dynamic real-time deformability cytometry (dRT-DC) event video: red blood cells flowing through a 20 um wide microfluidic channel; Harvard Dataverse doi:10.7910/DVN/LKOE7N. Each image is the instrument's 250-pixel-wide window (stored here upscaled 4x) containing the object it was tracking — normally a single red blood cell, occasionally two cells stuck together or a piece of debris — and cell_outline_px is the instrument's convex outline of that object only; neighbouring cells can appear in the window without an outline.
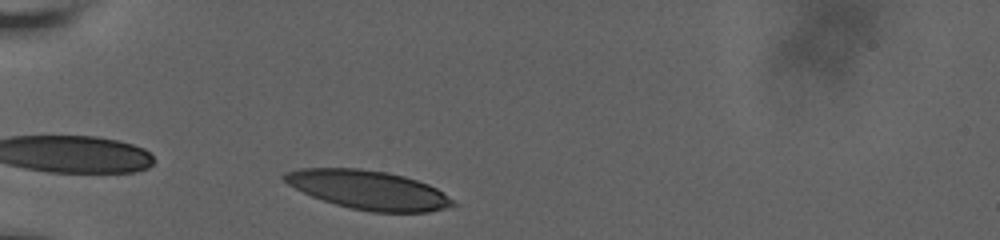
{"species": "human", "species_latin": "Homo sapiens", "temperature_condition": "room temperature", "stored_images_in_passage": 4, "camera_frame_rate_fps": 3000, "um_per_image_px": 0.085, "donor": {"sex": "male"}, "frame": {"image": 1, "passage_image": 1, "time_ms": 0.0, "image_size_px": [1000, 240], "cell_outline_px": [[456, 204], [452, 208], [428, 212], [372, 212], [352, 208], [336, 204], [312, 196], [288, 184], [280, 176], [284, 172], [300, 168], [360, 168], [388, 172], [404, 176], [428, 184], [436, 188], [452, 200]], "centroid_in_image_um": [31.32, 16.13], "position_along_channel_um": 53.7, "area_um2": 38.09}}
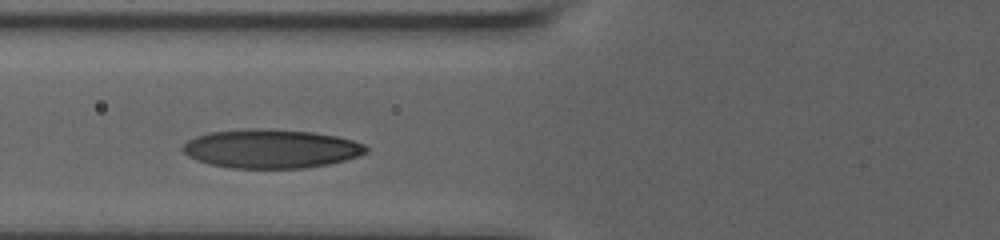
{"frame": {"image": 2, "passage_image": 3, "time_ms": 2.0, "image_size_px": [1000, 240], "cell_outline_px": [[368, 152], [344, 160], [328, 164], [304, 168], [232, 168], [212, 164], [196, 160], [188, 156], [180, 148], [188, 140], [196, 136], [212, 132], [256, 128], [272, 128], [312, 132], [336, 136], [352, 140], [364, 144], [368, 148]], "centroid_in_image_um": [23.03, 12.63], "position_along_channel_um": 102.8, "area_um2": 41.38}}
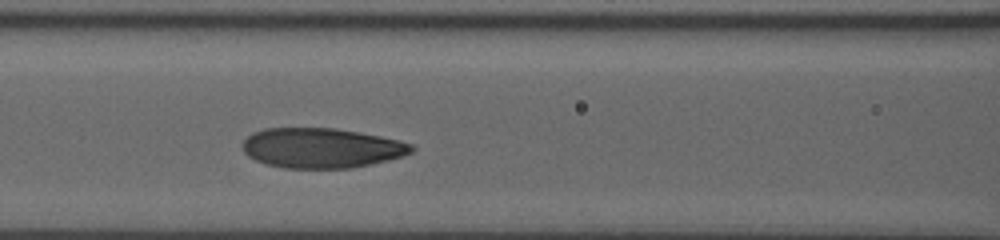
{"frame": {"image": 3, "passage_image": 4, "time_ms": 3.0, "image_size_px": [1000, 240], "cell_outline_px": [[416, 148], [412, 152], [404, 156], [388, 160], [352, 168], [284, 168], [264, 164], [248, 156], [244, 152], [240, 144], [252, 132], [264, 128], [336, 128], [360, 132], [400, 140], [412, 144]], "centroid_in_image_um": [27.32, 12.57], "position_along_channel_um": 139.3, "area_um2": 39.71}}